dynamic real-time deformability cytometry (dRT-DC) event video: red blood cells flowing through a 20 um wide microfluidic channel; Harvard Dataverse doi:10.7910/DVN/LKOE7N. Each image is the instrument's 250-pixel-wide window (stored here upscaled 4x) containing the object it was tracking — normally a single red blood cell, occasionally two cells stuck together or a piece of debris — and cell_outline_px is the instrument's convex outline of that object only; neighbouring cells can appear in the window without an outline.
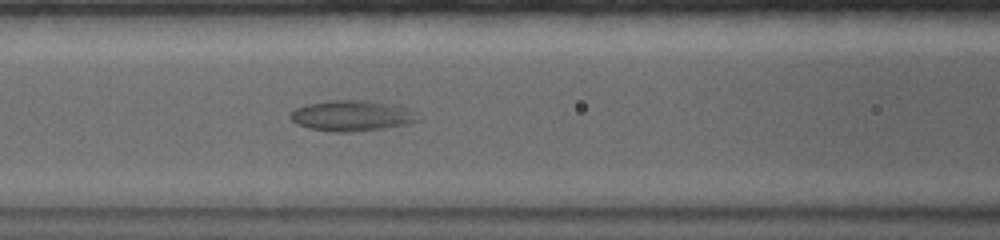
{"species": "common noctule bat (a hibernating species)", "species_latin": "Nyctalus noctula", "temperature_condition": "warm", "stored_images_in_passage": 19, "camera_frame_rate_fps": 5000, "um_per_image_px": 0.085, "animal": {"sex": "female", "body_mass_g": 19.0, "forearm_length_mm": 56.7}, "frame": {"image": 1, "passage_image": 11, "time_ms": 5.6, "image_size_px": [1000, 240], "cell_outline_px": [[424, 120], [408, 124], [384, 128], [356, 132], [328, 132], [308, 128], [296, 124], [288, 116], [296, 108], [308, 104], [328, 100], [372, 100], [412, 108]], "centroid_in_image_um": [29.98, 9.84], "position_along_channel_um": 136.6, "area_um2": 23.47}}
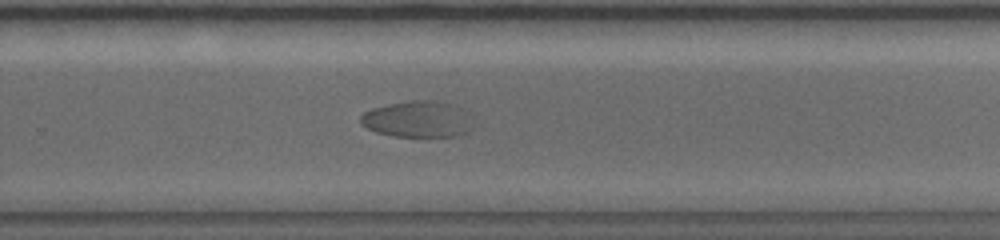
{"frame": {"image": 2, "passage_image": 19, "time_ms": 10.2, "image_size_px": [1000, 240], "cell_outline_px": [[472, 128], [468, 132], [456, 136], [392, 136], [376, 132], [360, 124], [360, 116], [364, 112], [372, 108], [388, 104], [408, 100], [436, 100], [456, 104], [464, 108], [468, 112]], "centroid_in_image_um": [35.52, 10.11], "position_along_channel_um": 294.3, "area_um2": 24.16}}